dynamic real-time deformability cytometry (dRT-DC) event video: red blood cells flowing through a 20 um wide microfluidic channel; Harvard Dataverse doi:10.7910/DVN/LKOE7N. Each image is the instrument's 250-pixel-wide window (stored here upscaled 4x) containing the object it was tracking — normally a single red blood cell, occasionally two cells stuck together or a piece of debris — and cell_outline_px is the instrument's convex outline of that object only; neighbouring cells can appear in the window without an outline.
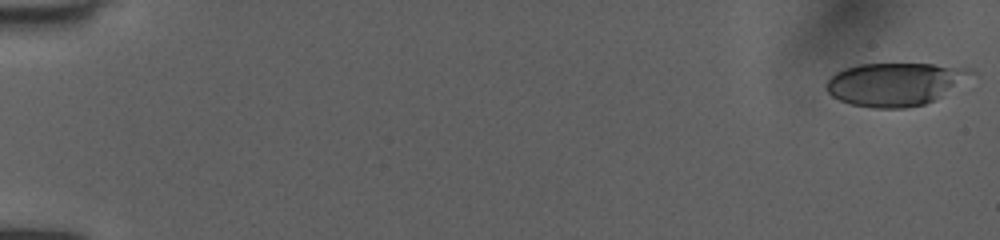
{"species": "human", "species_latin": "Homo sapiens", "temperature_condition": "room temperature", "stored_images_in_passage": 7, "camera_frame_rate_fps": 3000, "um_per_image_px": 0.085, "donor": {"sex": "female"}, "frame": {"image": 1, "passage_image": 1, "time_ms": 0.0, "image_size_px": [1000, 240], "cell_outline_px": [[960, 72], [952, 84], [932, 100], [924, 104], [904, 108], [872, 108], [852, 104], [840, 100], [832, 96], [828, 92], [828, 80], [836, 72], [844, 68], [860, 64], [932, 64], [948, 68]], "centroid_in_image_um": [75.69, 7.18], "position_along_channel_um": 9.3, "area_um2": 33.47}}